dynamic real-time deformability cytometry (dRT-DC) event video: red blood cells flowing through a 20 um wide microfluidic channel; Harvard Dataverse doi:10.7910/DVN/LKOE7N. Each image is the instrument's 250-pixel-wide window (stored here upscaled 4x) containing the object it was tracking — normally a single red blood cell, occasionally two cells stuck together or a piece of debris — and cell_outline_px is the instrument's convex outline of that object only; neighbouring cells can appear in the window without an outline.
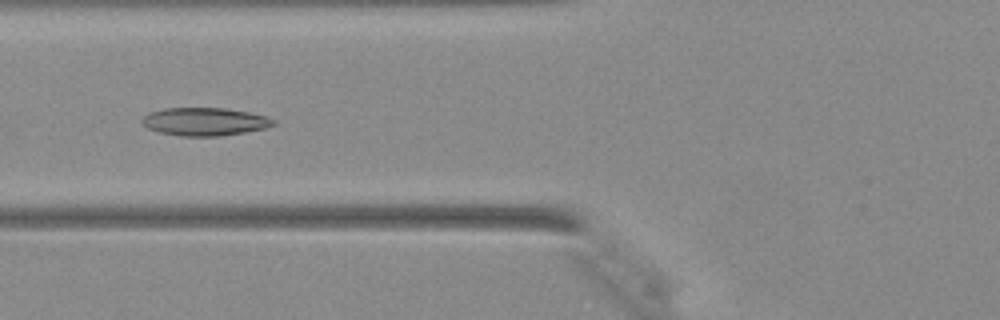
{"species": "Egyptian fruit bat (a non-hibernating species)", "species_latin": "Rousettus aegyptiacus", "temperature_condition": "warm", "stored_images_in_passage": 40, "camera_frame_rate_fps": 3000, "um_per_image_px": 0.085, "animal": {"sex": "female"}, "frame": {"image": 1, "passage_image": 13, "time_ms": 4.0, "image_size_px": [1000, 320], "cell_outline_px": [[276, 124], [264, 128], [244, 132], [220, 136], [180, 136], [160, 132], [148, 128], [140, 120], [148, 112], [164, 108], [224, 108], [248, 112], [268, 116], [276, 120]], "centroid_in_image_um": [17.4, 10.33], "position_along_channel_um": 108.4, "area_um2": 21.44}}
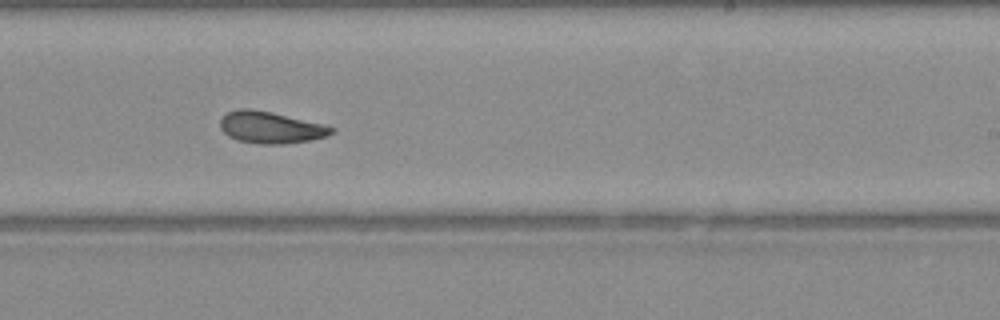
{"frame": {"image": 2, "passage_image": 23, "time_ms": 7.333, "image_size_px": [1000, 320], "cell_outline_px": [[336, 128], [332, 132], [324, 136], [312, 140], [280, 144], [260, 144], [236, 140], [228, 136], [220, 128], [220, 120], [228, 112], [240, 108], [252, 108], [272, 112], [324, 124]], "centroid_in_image_um": [22.98, 10.83], "position_along_channel_um": 266.0, "area_um2": 20.58}}
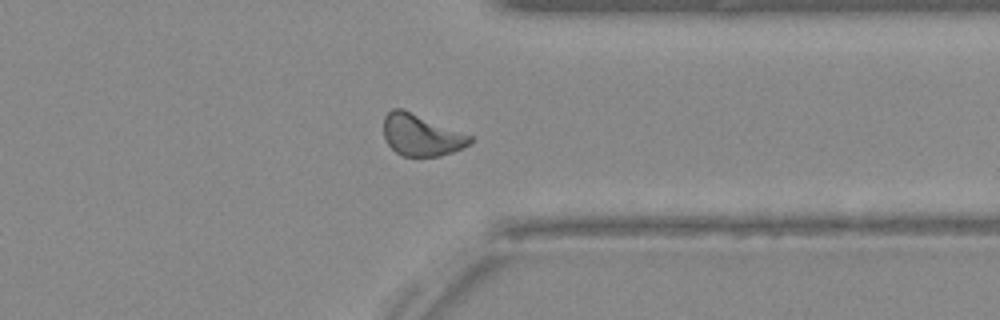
{"frame": {"image": 3, "passage_image": 30, "time_ms": 9.667, "image_size_px": [1000, 320], "cell_outline_px": [[472, 144], [464, 148], [440, 156], [404, 156], [396, 152], [388, 144], [384, 136], [384, 116], [392, 108], [400, 108], [472, 136]], "centroid_in_image_um": [35.81, 11.5], "position_along_channel_um": 375.6, "area_um2": 20.69}}